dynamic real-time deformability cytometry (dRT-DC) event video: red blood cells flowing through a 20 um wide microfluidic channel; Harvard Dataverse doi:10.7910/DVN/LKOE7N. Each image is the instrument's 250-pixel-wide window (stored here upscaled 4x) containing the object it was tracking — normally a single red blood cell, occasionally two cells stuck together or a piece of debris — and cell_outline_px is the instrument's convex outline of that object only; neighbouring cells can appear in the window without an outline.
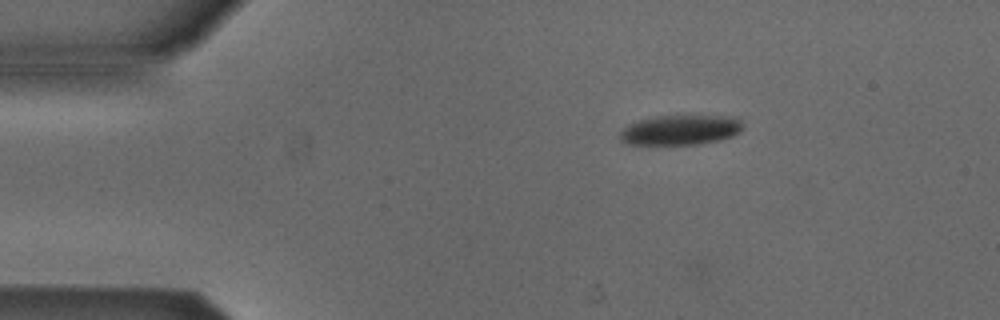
{"species": "Egyptian fruit bat (a non-hibernating species)", "species_latin": "Rousettus aegyptiacus", "temperature_condition": "cold", "stored_images_in_passage": 4, "camera_frame_rate_fps": 3000, "um_per_image_px": 0.085, "animal": {"sex": "male"}, "frame": {"image": 1, "passage_image": 1, "time_ms": 0.0, "image_size_px": [1000, 320], "cell_outline_px": [[744, 128], [740, 132], [732, 136], [720, 140], [696, 144], [628, 144], [620, 136], [620, 132], [624, 128], [640, 120], [656, 116], [736, 116], [740, 120]], "centroid_in_image_um": [57.92, 11.04], "position_along_channel_um": 27.1, "area_um2": 21.15}}
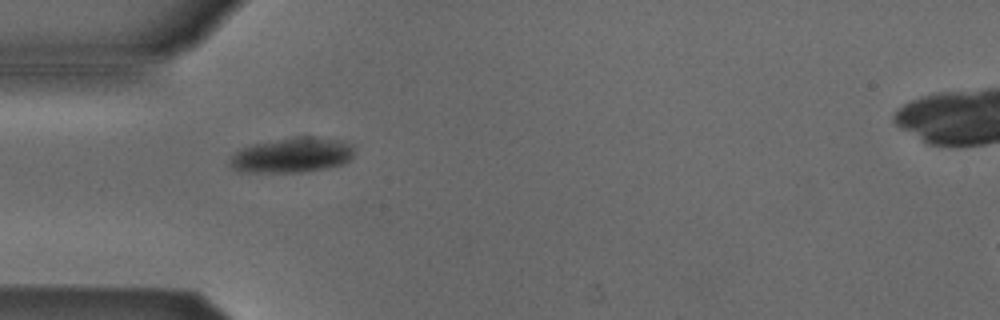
{"frame": {"image": 2, "passage_image": 3, "time_ms": 0.667, "image_size_px": [1000, 320], "cell_outline_px": [[352, 156], [348, 160], [340, 164], [324, 168], [300, 172], [240, 172], [232, 168], [228, 164], [228, 160], [236, 152], [252, 144], [300, 136], [312, 136], [344, 140], [352, 144]], "centroid_in_image_um": [24.8, 13.18], "position_along_channel_um": 60.2, "area_um2": 25.2}}